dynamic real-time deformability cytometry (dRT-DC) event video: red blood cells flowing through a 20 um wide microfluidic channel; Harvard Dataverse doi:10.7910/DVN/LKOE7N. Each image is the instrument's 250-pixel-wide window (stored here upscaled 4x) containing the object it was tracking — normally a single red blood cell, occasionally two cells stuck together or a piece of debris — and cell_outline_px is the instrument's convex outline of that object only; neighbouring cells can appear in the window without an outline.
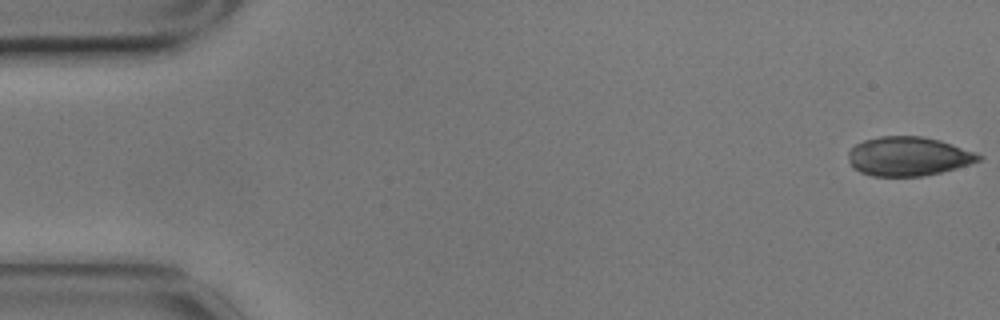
{"species": "common noctule bat (a hibernating species)", "species_latin": "Nyctalus noctula", "temperature_condition": "cold", "stored_images_in_passage": 39, "camera_frame_rate_fps": 3000, "um_per_image_px": 0.085, "animal": {"sex": "male", "body_mass_g": 17.9}, "frame": {"image": 1, "passage_image": 1, "time_ms": 0.0, "image_size_px": [1000, 320], "cell_outline_px": [[984, 160], [956, 168], [940, 172], [920, 176], [872, 176], [860, 172], [852, 168], [848, 160], [848, 152], [856, 144], [864, 140], [880, 136], [920, 136], [940, 140], [952, 144], [984, 156]], "centroid_in_image_um": [77.2, 13.29], "position_along_channel_um": 7.8, "area_um2": 29.71}}
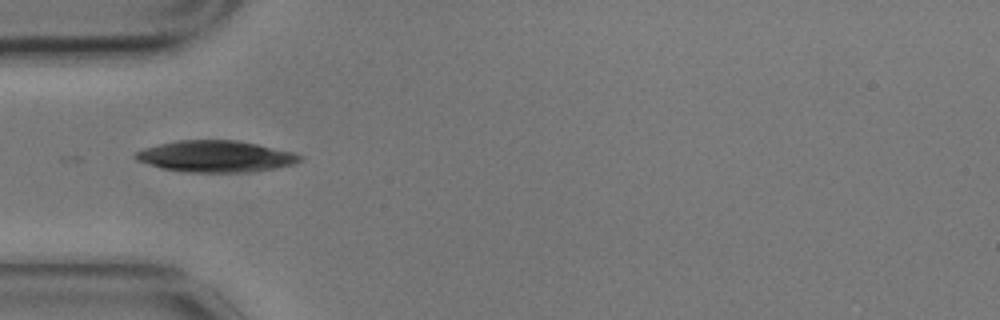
{"frame": {"image": 2, "passage_image": 17, "time_ms": 5.333, "image_size_px": [1000, 320], "cell_outline_px": [[304, 160], [296, 164], [276, 168], [248, 172], [188, 172], [160, 168], [136, 160], [132, 156], [136, 152], [144, 148], [176, 140], [236, 140], [256, 144], [292, 152], [304, 156]], "centroid_in_image_um": [18.35, 13.3], "position_along_channel_um": 66.7, "area_um2": 30.23}}
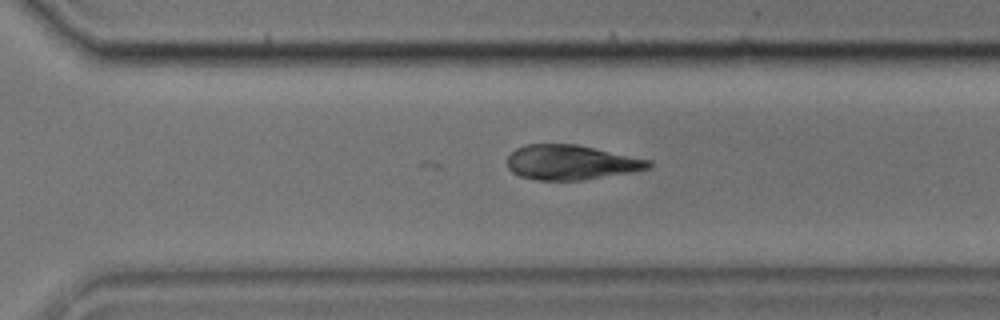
{"frame": {"image": 3, "passage_image": 39, "time_ms": 12.667, "image_size_px": [1000, 320], "cell_outline_px": [[652, 164], [648, 168], [632, 172], [584, 180], [536, 180], [520, 176], [512, 172], [508, 168], [508, 156], [516, 148], [524, 144], [576, 144], [652, 160]], "centroid_in_image_um": [48.53, 13.8], "position_along_channel_um": 322.1, "area_um2": 28.67}}